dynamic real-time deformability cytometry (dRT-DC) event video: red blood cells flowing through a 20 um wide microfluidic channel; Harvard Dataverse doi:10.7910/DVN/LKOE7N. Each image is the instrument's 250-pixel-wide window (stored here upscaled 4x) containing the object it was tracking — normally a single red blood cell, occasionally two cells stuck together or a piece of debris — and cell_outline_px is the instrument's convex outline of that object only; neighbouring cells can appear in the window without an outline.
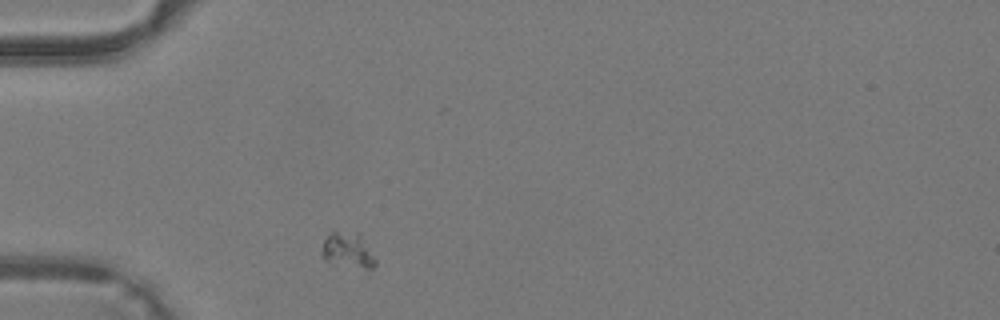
{"species": "common noctule bat (a hibernating species)", "species_latin": "Nyctalus noctula", "temperature_condition": "warm", "stored_images_in_passage": 31, "camera_frame_rate_fps": 3000, "um_per_image_px": 0.085, "animal": {"sex": "male", "body_mass_g": 19.2, "forearm_length_mm": 51.8}, "frame": {"image": 1, "passage_image": 1, "time_ms": 0.0, "image_size_px": [1000, 320], "cell_outline_px": [[376, 264], [372, 268], [368, 268], [324, 260], [320, 252], [324, 240], [332, 232], [336, 232], [360, 236], [376, 260]], "centroid_in_image_um": [29.52, 21.29], "position_along_channel_um": 55.5, "area_um2": 10.06}}
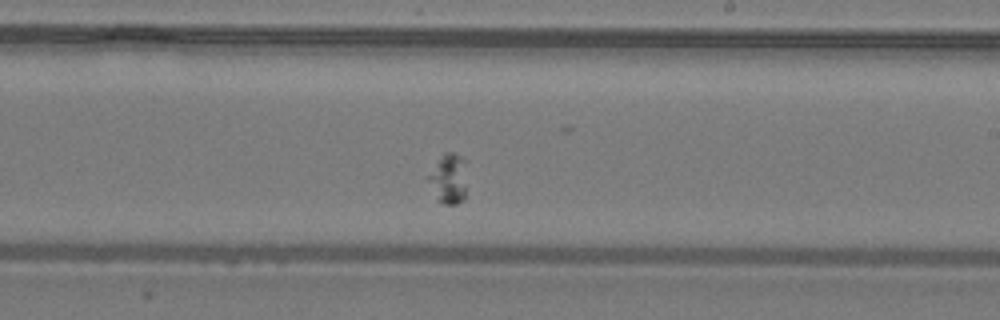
{"frame": {"image": 2, "passage_image": 14, "time_ms": 4.333, "image_size_px": [1000, 320], "cell_outline_px": [[464, 200], [456, 204], [444, 204], [436, 200], [428, 180], [428, 176], [444, 152], [452, 152], [460, 156], [464, 160]], "centroid_in_image_um": [38.1, 15.22], "position_along_channel_um": 250.9, "area_um2": 10.81}}
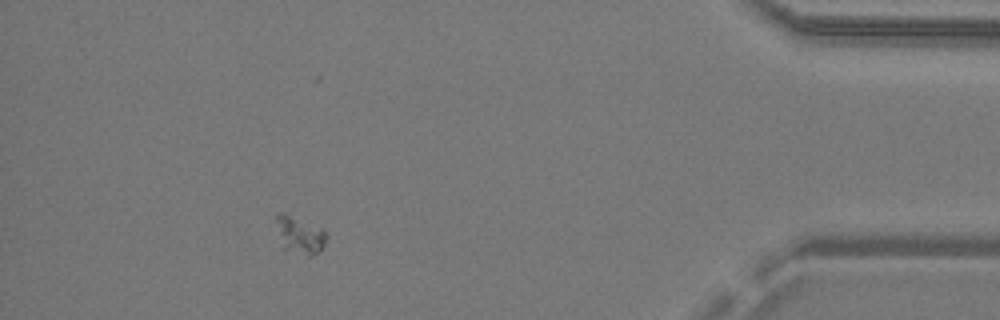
{"frame": {"image": 3, "passage_image": 27, "time_ms": 8.667, "image_size_px": [1000, 320], "cell_outline_px": [[328, 236], [324, 244], [312, 256], [308, 256], [284, 248], [276, 220], [276, 212], [284, 212], [324, 228], [328, 232]], "centroid_in_image_um": [25.53, 19.92], "position_along_channel_um": 409.7, "area_um2": 10.75}}